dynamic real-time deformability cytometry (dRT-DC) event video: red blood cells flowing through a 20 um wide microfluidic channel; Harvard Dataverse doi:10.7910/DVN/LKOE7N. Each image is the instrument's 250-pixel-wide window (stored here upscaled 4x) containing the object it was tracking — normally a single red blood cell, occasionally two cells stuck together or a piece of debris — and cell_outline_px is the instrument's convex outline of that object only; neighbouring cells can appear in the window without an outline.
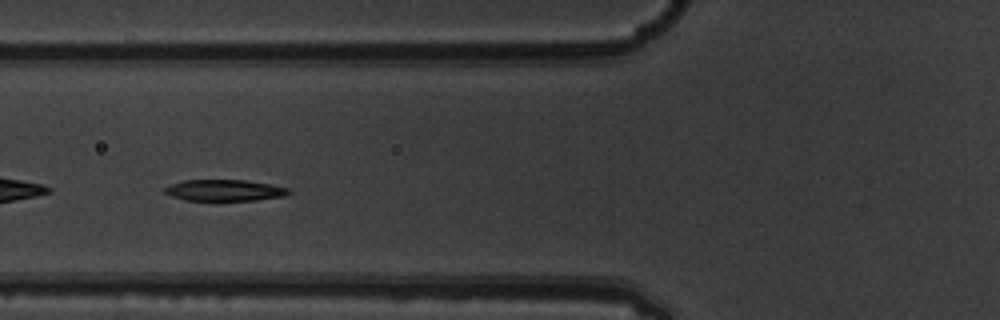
{"species": "common noctule bat (a hibernating species)", "species_latin": "Nyctalus noctula", "temperature_condition": "warm", "stored_images_in_passage": 9, "camera_frame_rate_fps": 3000, "um_per_image_px": 0.085, "animal": {"sex": "male", "body_mass_g": 19.5, "forearm_length_mm": 54.6}, "frame": {"image": 1, "passage_image": 4, "time_ms": 1.0, "image_size_px": [1000, 320], "cell_outline_px": [[292, 192], [284, 196], [256, 200], [184, 200], [172, 196], [164, 192], [164, 188], [168, 184], [184, 180], [244, 180], [272, 184], [288, 188]], "centroid_in_image_um": [19.08, 16.17], "position_along_channel_um": 106.7, "area_um2": 15.43}}
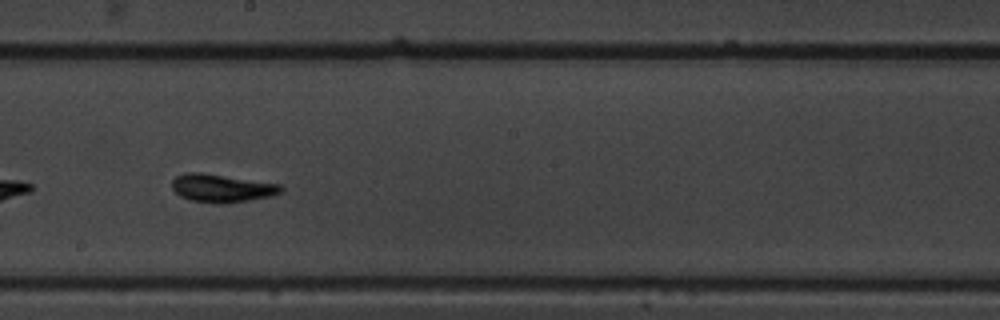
{"frame": {"image": 2, "passage_image": 7, "time_ms": 2.0, "image_size_px": [1000, 320], "cell_outline_px": [[284, 188], [280, 192], [272, 196], [224, 204], [216, 204], [188, 200], [180, 196], [172, 188], [172, 180], [176, 176], [188, 172], [200, 172], [280, 184]], "centroid_in_image_um": [18.83, 16.0], "position_along_channel_um": 229.4, "area_um2": 17.86}}
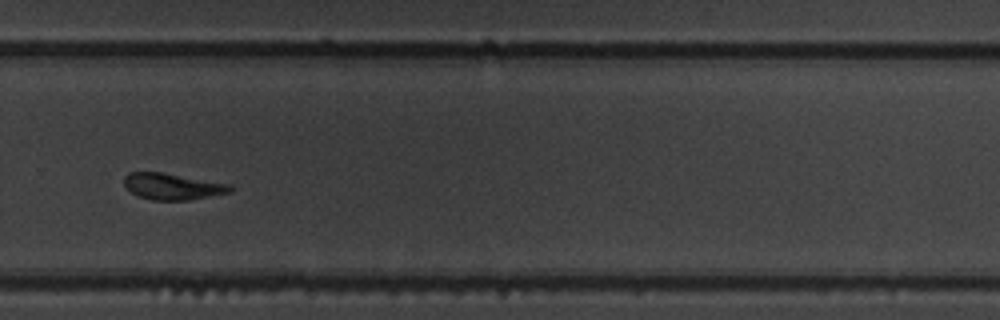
{"frame": {"image": 3, "passage_image": 9, "time_ms": 2.667, "image_size_px": [1000, 320], "cell_outline_px": [[232, 192], [188, 200], [152, 200], [140, 196], [132, 192], [124, 184], [124, 176], [128, 172], [164, 172], [232, 184]], "centroid_in_image_um": [14.69, 15.83], "position_along_channel_um": 315.1, "area_um2": 16.36}}